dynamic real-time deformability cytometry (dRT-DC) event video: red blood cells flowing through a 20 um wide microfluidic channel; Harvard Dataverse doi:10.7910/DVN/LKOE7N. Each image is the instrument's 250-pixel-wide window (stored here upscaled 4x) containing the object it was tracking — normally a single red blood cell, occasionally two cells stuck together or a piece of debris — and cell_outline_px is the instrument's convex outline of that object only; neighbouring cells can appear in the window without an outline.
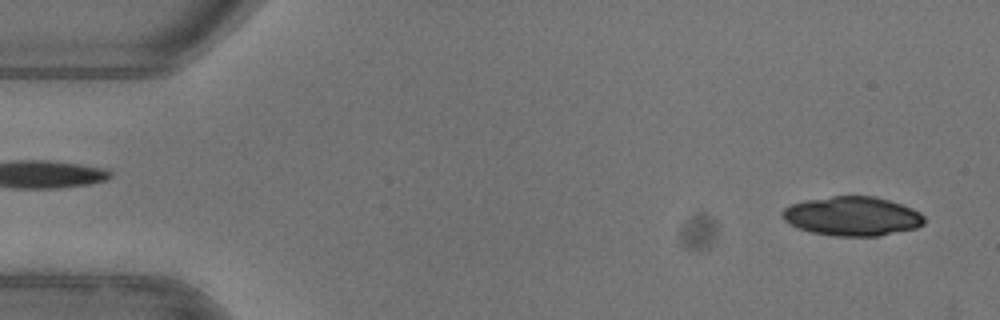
{"species": "common noctule bat (a hibernating species)", "species_latin": "Nyctalus noctula", "temperature_condition": "warm", "stored_images_in_passage": 50, "camera_frame_rate_fps": 3000, "um_per_image_px": 0.085, "animal": {"sex": "female"}, "frame": {"image": 1, "passage_image": 2, "time_ms": 0.333, "image_size_px": [1000, 320], "cell_outline_px": [[924, 224], [916, 228], [880, 236], [836, 236], [812, 232], [796, 228], [784, 220], [780, 216], [780, 212], [784, 208], [792, 204], [804, 200], [832, 196], [876, 196], [912, 208], [920, 212], [924, 216]], "centroid_in_image_um": [72.42, 18.38], "position_along_channel_um": 12.6, "area_um2": 32.6}}